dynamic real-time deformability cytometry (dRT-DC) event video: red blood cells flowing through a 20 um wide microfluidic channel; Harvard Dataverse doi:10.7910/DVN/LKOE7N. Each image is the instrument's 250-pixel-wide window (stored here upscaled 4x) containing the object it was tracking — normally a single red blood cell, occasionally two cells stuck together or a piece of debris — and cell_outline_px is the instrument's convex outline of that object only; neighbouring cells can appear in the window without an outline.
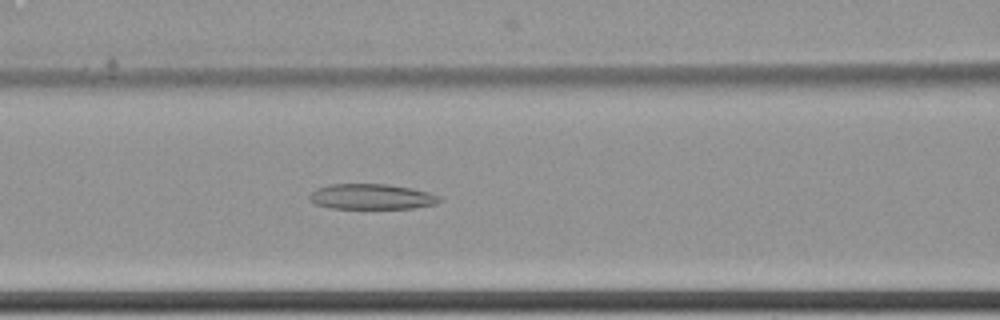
{"species": "common noctule bat (a hibernating species)", "species_latin": "Nyctalus noctula", "temperature_condition": "cold", "stored_images_in_passage": 9, "camera_frame_rate_fps": 3000, "um_per_image_px": 0.085, "animal": {"sex": "female", "body_mass_g": 22.7, "forearm_length_mm": 54.2}, "frame": {"image": 1, "passage_image": 9, "time_ms": 2.667, "image_size_px": [1000, 320], "cell_outline_px": [[444, 200], [436, 204], [416, 208], [332, 208], [316, 204], [308, 200], [308, 196], [316, 188], [328, 184], [388, 184], [412, 188], [428, 192], [440, 196]], "centroid_in_image_um": [31.6, 16.71], "position_along_channel_um": 135.0, "area_um2": 19.42}}